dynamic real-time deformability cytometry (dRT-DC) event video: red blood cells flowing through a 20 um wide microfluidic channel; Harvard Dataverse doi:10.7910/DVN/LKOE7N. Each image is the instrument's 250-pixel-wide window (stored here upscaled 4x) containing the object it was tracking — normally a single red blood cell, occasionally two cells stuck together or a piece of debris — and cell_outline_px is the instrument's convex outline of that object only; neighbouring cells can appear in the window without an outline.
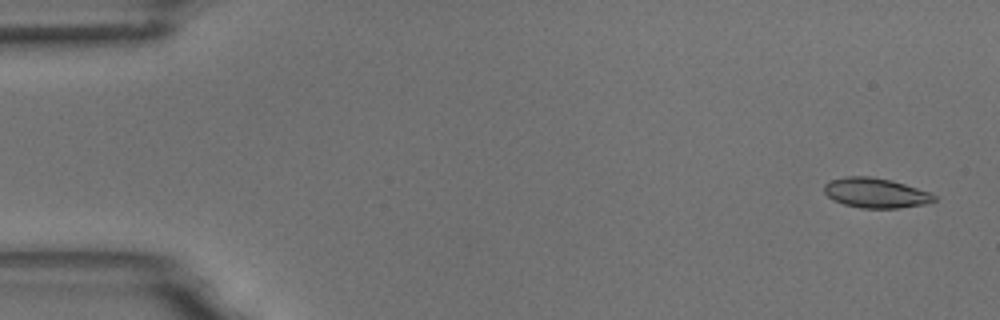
{"species": "common noctule bat (a hibernating species)", "species_latin": "Nyctalus noctula", "temperature_condition": "room temperature", "stored_images_in_passage": 53, "camera_frame_rate_fps": 3000, "um_per_image_px": 0.085, "animal": {"sex": "male", "body_mass_g": 18.8}, "frame": {"image": 1, "passage_image": 1, "time_ms": 0.0, "image_size_px": [1000, 320], "cell_outline_px": [[936, 200], [924, 204], [900, 208], [860, 208], [844, 204], [832, 200], [824, 192], [824, 184], [828, 180], [848, 176], [872, 176], [892, 180], [928, 192], [936, 196]], "centroid_in_image_um": [74.38, 16.39], "position_along_channel_um": 10.6, "area_um2": 19.19}}
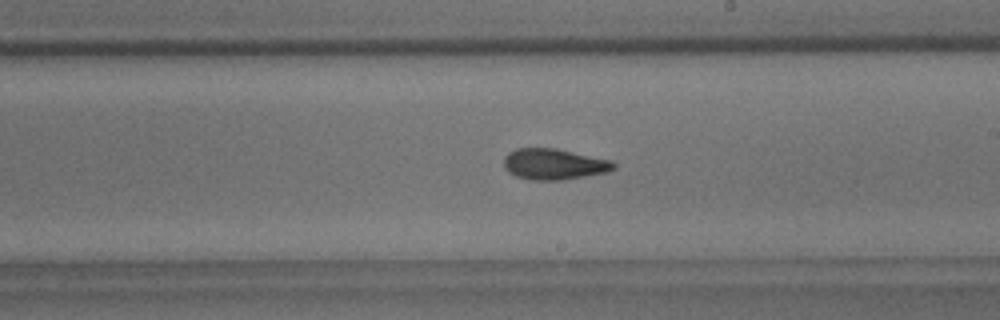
{"frame": {"image": 2, "passage_image": 30, "time_ms": 9.667, "image_size_px": [1000, 320], "cell_outline_px": [[616, 168], [608, 172], [560, 180], [528, 180], [516, 176], [508, 172], [504, 168], [504, 156], [508, 152], [516, 148], [556, 148], [612, 160], [616, 164]], "centroid_in_image_um": [47.08, 13.95], "position_along_channel_um": 241.9, "area_um2": 20.0}}
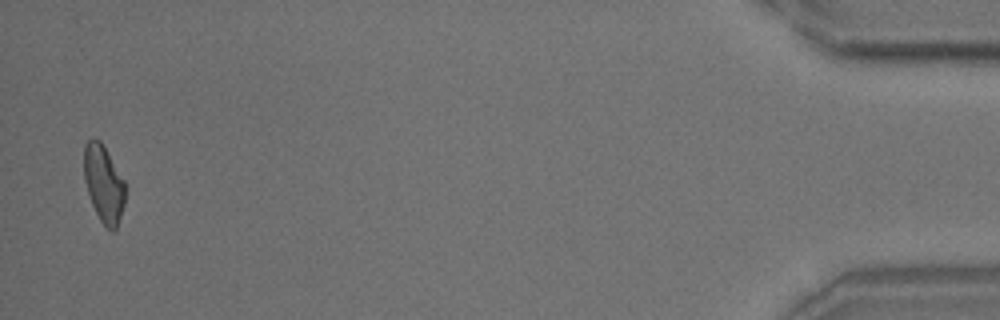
{"frame": {"image": 3, "passage_image": 52, "time_ms": 17.0, "image_size_px": [1000, 320], "cell_outline_px": [[124, 204], [116, 228], [112, 232], [100, 220], [92, 204], [84, 180], [84, 144], [92, 136], [100, 140], [124, 180]], "centroid_in_image_um": [8.79, 15.58], "position_along_channel_um": 426.4, "area_um2": 18.26}, "authors_computed_cell_mechanics": {"area_um2": 19.363, "velocity_mm_per_s": 3.7158, "shape_relaxation_time_tau1_ms": 5.3513, "shape_relaxation_time_tau2_ms": 1.7536, "deformation_change_tau1": 0.1552, "deformation_change_tau2": 0.0738}}